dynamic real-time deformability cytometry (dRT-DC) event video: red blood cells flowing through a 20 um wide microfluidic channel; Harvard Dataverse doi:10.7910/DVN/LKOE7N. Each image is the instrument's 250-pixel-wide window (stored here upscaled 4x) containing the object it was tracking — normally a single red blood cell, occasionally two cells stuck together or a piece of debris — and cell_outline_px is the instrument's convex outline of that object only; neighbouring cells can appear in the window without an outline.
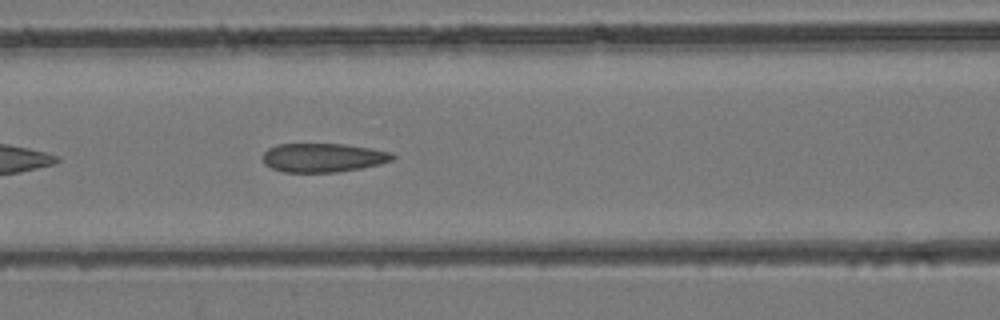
{"species": "common noctule bat (a hibernating species)", "species_latin": "Nyctalus noctula", "temperature_condition": "room temperature", "stored_images_in_passage": 27, "camera_frame_rate_fps": 3000, "um_per_image_px": 0.085, "animal": {"sex": "female", "body_mass_g": 24.6, "forearm_length_mm": 56.2}, "frame": {"image": 1, "passage_image": 7, "time_ms": 2.0, "image_size_px": [1000, 320], "cell_outline_px": [[396, 156], [392, 160], [380, 164], [360, 168], [336, 172], [284, 172], [272, 168], [264, 164], [260, 156], [268, 148], [276, 144], [344, 144], [392, 152]], "centroid_in_image_um": [27.42, 13.4], "position_along_channel_um": 139.2, "area_um2": 21.91}}
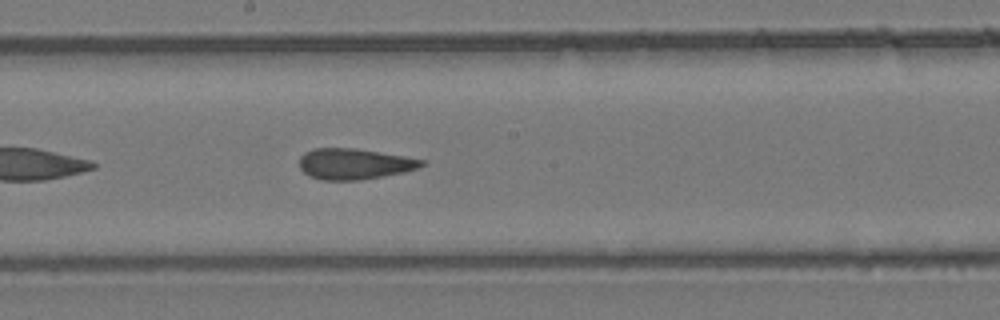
{"frame": {"image": 2, "passage_image": 12, "time_ms": 3.667, "image_size_px": [1000, 320], "cell_outline_px": [[428, 164], [420, 168], [404, 172], [384, 176], [360, 180], [320, 180], [308, 176], [300, 168], [300, 156], [304, 152], [316, 148], [356, 148], [428, 160]], "centroid_in_image_um": [30.17, 13.93], "position_along_channel_um": 218.0, "area_um2": 22.31}}
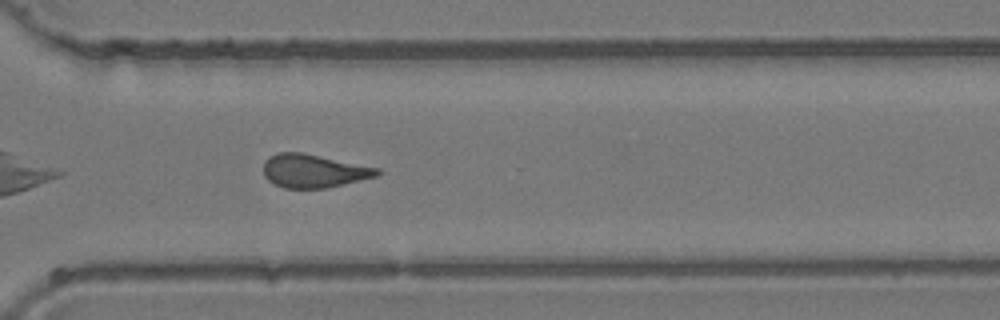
{"frame": {"image": 3, "passage_image": 20, "time_ms": 6.333, "image_size_px": [1000, 320], "cell_outline_px": [[384, 172], [376, 176], [360, 180], [324, 188], [284, 188], [268, 180], [264, 176], [264, 160], [268, 156], [280, 152], [300, 152], [380, 168]], "centroid_in_image_um": [26.66, 14.52], "position_along_channel_um": 343.9, "area_um2": 21.96}}